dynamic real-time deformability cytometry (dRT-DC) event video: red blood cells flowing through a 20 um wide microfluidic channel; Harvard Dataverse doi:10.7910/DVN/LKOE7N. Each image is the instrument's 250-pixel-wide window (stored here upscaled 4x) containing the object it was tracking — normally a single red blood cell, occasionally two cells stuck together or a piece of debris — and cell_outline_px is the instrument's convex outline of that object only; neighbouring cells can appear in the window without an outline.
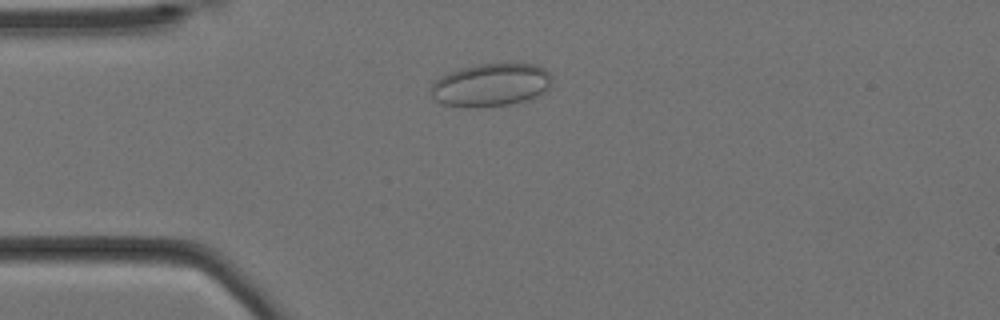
{"species": "Egyptian fruit bat (a non-hibernating species)", "species_latin": "Rousettus aegyptiacus", "temperature_condition": "cold", "stored_images_in_passage": 56, "camera_frame_rate_fps": 3000, "um_per_image_px": 0.085, "animal": {"sex": "female"}, "frame": {"image": 1, "passage_image": 12, "time_ms": 3.667, "image_size_px": [1000, 320], "cell_outline_px": [[552, 80], [548, 88], [544, 92], [528, 100], [512, 104], [472, 108], [464, 108], [444, 104], [432, 100], [428, 92], [428, 88], [440, 76], [460, 68], [476, 64], [536, 64], [544, 68], [548, 72]], "centroid_in_image_um": [41.66, 7.24], "position_along_channel_um": 43.3, "area_um2": 30.81}}
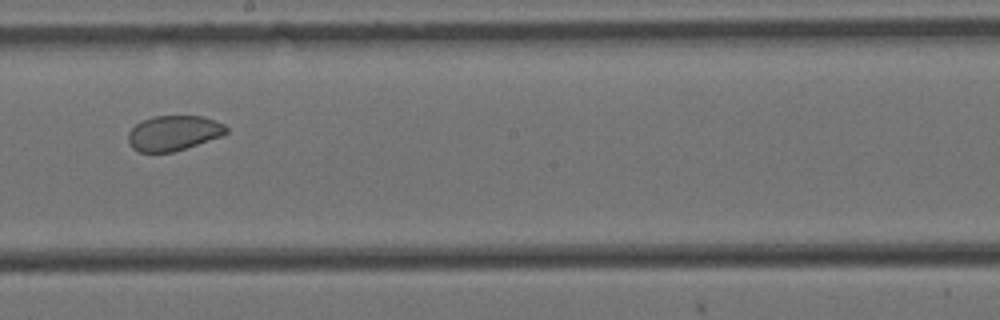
{"frame": {"image": 2, "passage_image": 30, "time_ms": 9.667, "image_size_px": [1000, 320], "cell_outline_px": [[228, 132], [220, 136], [172, 152], [140, 152], [132, 148], [128, 144], [128, 132], [140, 120], [152, 116], [200, 116], [224, 124], [228, 128]], "centroid_in_image_um": [14.69, 11.3], "position_along_channel_um": 233.5, "area_um2": 19.88}}
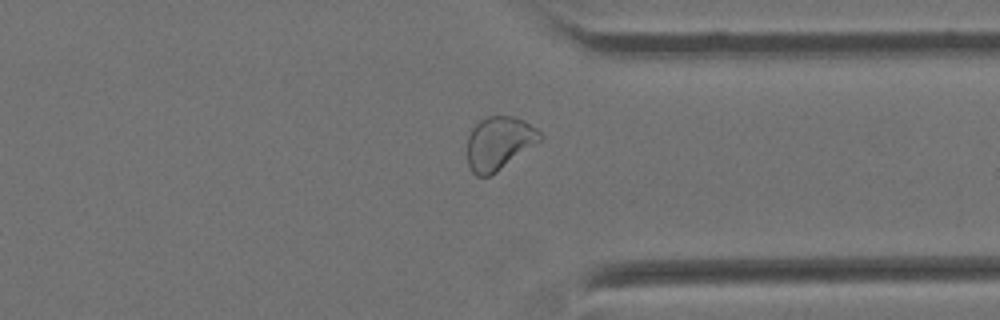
{"frame": {"image": 3, "passage_image": 42, "time_ms": 13.667, "image_size_px": [1000, 320], "cell_outline_px": [[544, 140], [496, 172], [488, 176], [476, 176], [472, 172], [468, 164], [468, 136], [472, 128], [480, 120], [488, 116], [516, 116], [524, 120], [536, 128], [544, 136]], "centroid_in_image_um": [42.46, 12.16], "position_along_channel_um": 368.9, "area_um2": 22.83}, "authors_computed_cell_mechanics": {"area_um2": 23.987, "velocity_mm_per_s": 3.4575, "shape_relaxation_time_tau1_ms": null, "shape_relaxation_time_tau2_ms": 1.6934, "deformation_change_tau1": null, "deformation_change_tau2": 0.0494}}